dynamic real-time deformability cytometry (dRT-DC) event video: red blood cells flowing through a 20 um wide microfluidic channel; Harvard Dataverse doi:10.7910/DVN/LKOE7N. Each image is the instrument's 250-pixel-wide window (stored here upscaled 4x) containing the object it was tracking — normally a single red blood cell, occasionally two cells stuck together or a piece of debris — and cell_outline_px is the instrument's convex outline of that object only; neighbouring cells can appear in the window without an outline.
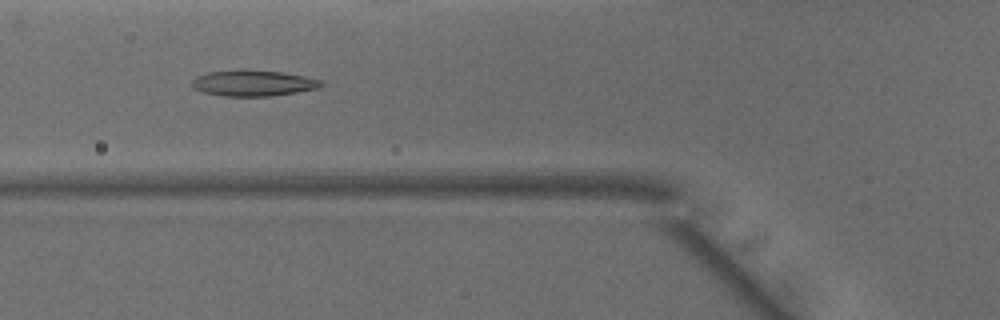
{"species": "common noctule bat (a hibernating species)", "species_latin": "Nyctalus noctula", "temperature_condition": "warm", "stored_images_in_passage": 49, "camera_frame_rate_fps": 3000, "um_per_image_px": 0.085, "animal": {"sex": "male", "body_mass_g": 15.6}, "frame": {"image": 1, "passage_image": 18, "time_ms": 5.667, "image_size_px": [1000, 320], "cell_outline_px": [[324, 84], [320, 88], [272, 96], [224, 96], [204, 92], [192, 88], [192, 80], [196, 76], [208, 72], [280, 72], [304, 76], [320, 80]], "centroid_in_image_um": [21.54, 7.11], "position_along_channel_um": 104.3, "area_um2": 18.73}}
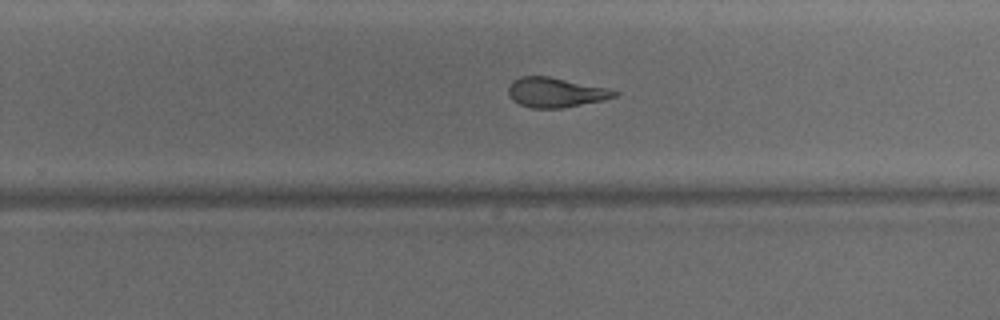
{"frame": {"image": 2, "passage_image": 31, "time_ms": 10.0, "image_size_px": [1000, 320], "cell_outline_px": [[620, 92], [616, 96], [604, 100], [560, 108], [532, 108], [520, 104], [512, 100], [508, 96], [508, 88], [512, 80], [520, 76], [548, 76], [608, 88]], "centroid_in_image_um": [47.2, 7.85], "position_along_channel_um": 282.6, "area_um2": 18.38}}
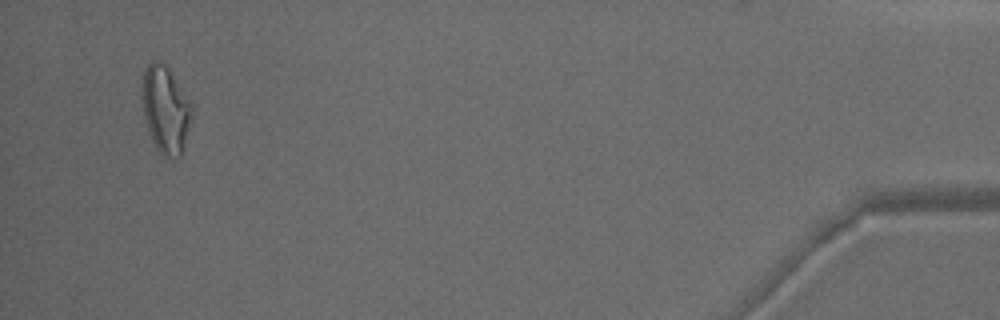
{"frame": {"image": 3, "passage_image": 47, "time_ms": 15.333, "image_size_px": [1000, 320], "cell_outline_px": [[188, 128], [180, 156], [172, 160], [164, 156], [156, 148], [152, 140], [144, 116], [144, 68], [152, 60], [160, 60], [172, 72], [188, 100]], "centroid_in_image_um": [14.03, 9.31], "position_along_channel_um": 421.2, "area_um2": 23.99}, "authors_computed_cell_mechanics": {"area_um2": 20.1144, "velocity_mm_per_s": 4.1115, "shape_relaxation_time_tau1_ms": null, "shape_relaxation_time_tau2_ms": 2.7276, "deformation_change_tau1": null, "deformation_change_tau2": 0.1114}}